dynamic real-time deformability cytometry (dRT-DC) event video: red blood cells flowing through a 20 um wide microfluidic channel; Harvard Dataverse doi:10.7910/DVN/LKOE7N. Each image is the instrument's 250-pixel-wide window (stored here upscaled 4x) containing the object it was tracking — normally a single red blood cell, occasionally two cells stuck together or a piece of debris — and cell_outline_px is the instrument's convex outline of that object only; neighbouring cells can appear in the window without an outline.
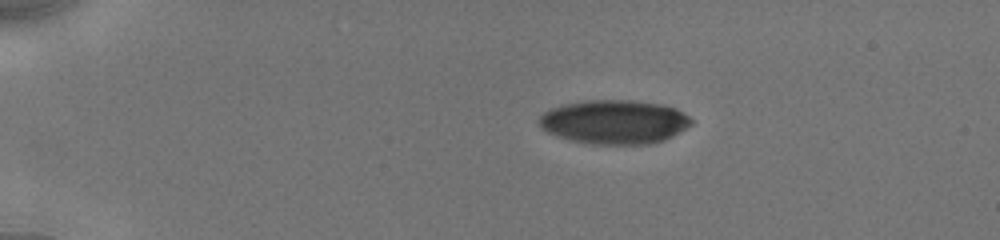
{"species": "human", "species_latin": "Homo sapiens", "temperature_condition": "cold", "stored_images_in_passage": 13, "camera_frame_rate_fps": 3000, "um_per_image_px": 0.085, "donor": {"sex": "male"}, "frame": {"image": 1, "passage_image": 1, "time_ms": 0.0, "image_size_px": [1000, 240], "cell_outline_px": [[692, 124], [680, 132], [664, 140], [652, 144], [592, 144], [572, 140], [556, 136], [548, 132], [540, 124], [540, 116], [544, 112], [552, 108], [564, 104], [584, 100], [632, 100], [660, 104], [676, 108], [688, 116], [692, 120]], "centroid_in_image_um": [52.25, 10.36], "position_along_channel_um": 32.8, "area_um2": 38.9}}
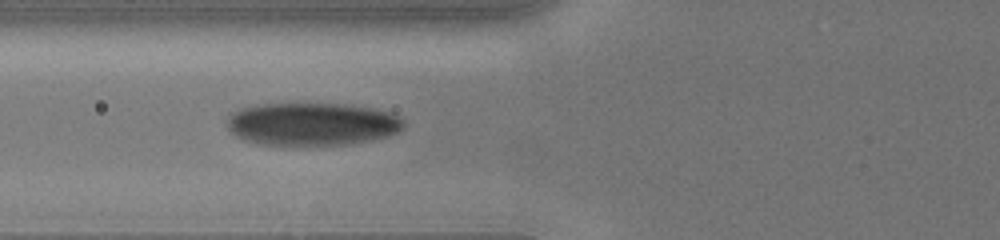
{"frame": {"image": 2, "passage_image": 10, "time_ms": 3.667, "image_size_px": [1000, 240], "cell_outline_px": [[404, 128], [400, 132], [388, 136], [372, 140], [348, 144], [292, 148], [256, 144], [244, 140], [236, 136], [224, 124], [228, 116], [232, 112], [240, 108], [256, 104], [344, 104], [376, 108], [392, 112], [400, 116], [404, 120]], "centroid_in_image_um": [26.51, 10.58], "position_along_channel_um": 99.3, "area_um2": 45.84}}
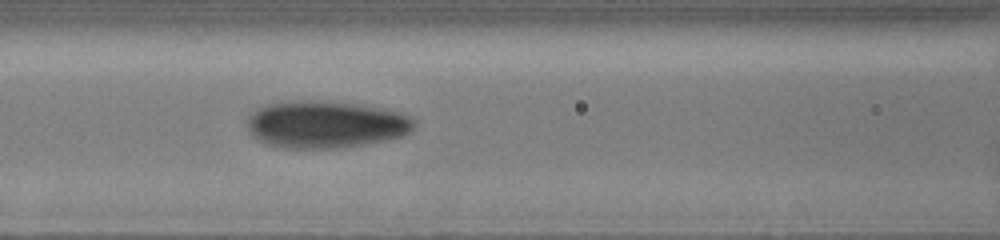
{"frame": {"image": 3, "passage_image": 13, "time_ms": 4.667, "image_size_px": [1000, 240], "cell_outline_px": [[416, 124], [404, 136], [344, 148], [284, 148], [264, 144], [252, 136], [248, 132], [248, 116], [256, 108], [264, 104], [296, 100], [308, 100], [352, 104], [400, 112], [412, 116], [416, 120]], "centroid_in_image_um": [27.63, 10.59], "position_along_channel_um": 139.0, "area_um2": 46.07}}